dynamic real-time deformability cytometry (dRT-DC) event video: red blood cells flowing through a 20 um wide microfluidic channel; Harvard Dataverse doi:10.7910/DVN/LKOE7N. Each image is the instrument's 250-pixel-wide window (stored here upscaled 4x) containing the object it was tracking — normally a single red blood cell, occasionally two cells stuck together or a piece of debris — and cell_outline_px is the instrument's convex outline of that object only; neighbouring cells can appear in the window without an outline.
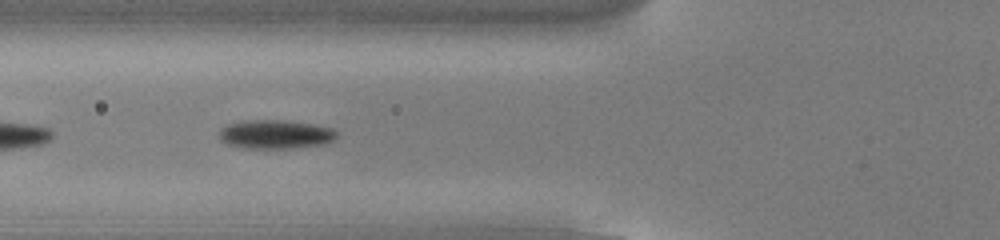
{"species": "common noctule bat (a hibernating species)", "species_latin": "Nyctalus noctula", "temperature_condition": "cold", "stored_images_in_passage": 38, "camera_frame_rate_fps": 3000, "um_per_image_px": 0.085, "animal": {"sex": "male", "body_mass_g": 13.0, "forearm_length_mm": 53.1}, "frame": {"image": 1, "passage_image": 5, "time_ms": 1.333, "image_size_px": [1000, 240], "cell_outline_px": [[336, 136], [332, 140], [324, 144], [292, 148], [240, 148], [228, 144], [220, 140], [220, 128], [228, 124], [252, 120], [284, 120], [312, 124], [332, 128], [336, 132]], "centroid_in_image_um": [23.39, 11.42], "position_along_channel_um": 102.4, "area_um2": 19.59}}
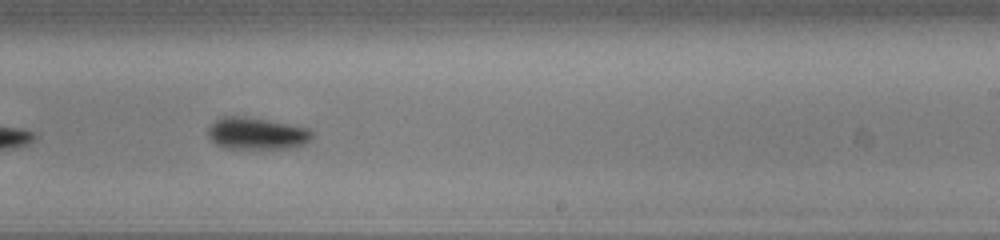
{"frame": {"image": 2, "passage_image": 18, "time_ms": 5.667, "image_size_px": [1000, 240], "cell_outline_px": [[312, 140], [304, 144], [288, 148], [228, 148], [216, 144], [208, 136], [208, 128], [216, 120], [224, 116], [248, 116], [308, 128], [312, 132]], "centroid_in_image_um": [21.83, 11.34], "position_along_channel_um": 267.2, "area_um2": 19.25}}
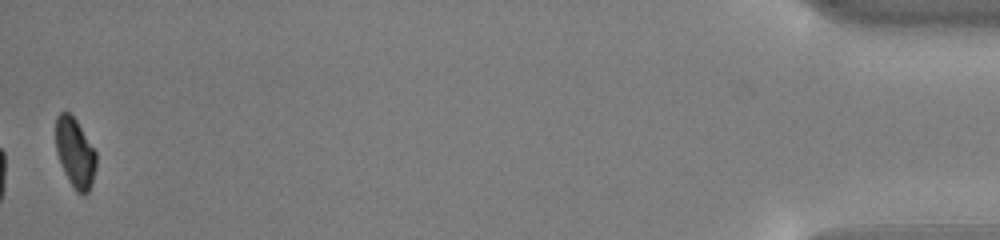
{"frame": {"image": 3, "passage_image": 38, "time_ms": 12.333, "image_size_px": [1000, 240], "cell_outline_px": [[96, 168], [92, 184], [88, 192], [84, 196], [76, 192], [68, 180], [64, 172], [56, 152], [56, 116], [60, 112], [68, 112], [76, 120], [96, 152]], "centroid_in_image_um": [6.38, 13.03], "position_along_channel_um": 428.8, "area_um2": 16.42}, "authors_computed_cell_mechanics": {"area_um2": 19.2185, "velocity_mm_per_s": 3.8108, "shape_relaxation_time_tau1_ms": 2.0435, "shape_relaxation_time_tau2_ms": null, "deformation_change_tau1": 0.1167, "deformation_change_tau2": null}}